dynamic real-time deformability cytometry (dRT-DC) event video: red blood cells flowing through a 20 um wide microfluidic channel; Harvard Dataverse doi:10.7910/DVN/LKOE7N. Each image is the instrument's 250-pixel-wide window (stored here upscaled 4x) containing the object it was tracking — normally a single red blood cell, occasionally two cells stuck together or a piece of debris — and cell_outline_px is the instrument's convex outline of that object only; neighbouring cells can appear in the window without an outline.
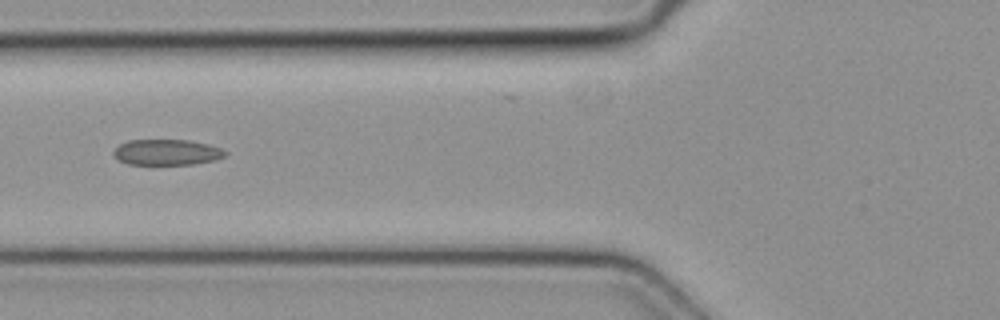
{"species": "common noctule bat (a hibernating species)", "species_latin": "Nyctalus noctula", "temperature_condition": "cold", "stored_images_in_passage": 5, "camera_frame_rate_fps": 3000, "um_per_image_px": 0.085, "animal": {"sex": "female", "body_mass_g": 19.3, "forearm_length_mm": 54.1}, "frame": {"image": 1, "passage_image": 5, "time_ms": 1.333, "image_size_px": [1000, 320], "cell_outline_px": [[228, 152], [224, 156], [216, 160], [192, 164], [128, 164], [112, 156], [112, 152], [120, 144], [128, 140], [188, 140], [208, 144], [220, 148]], "centroid_in_image_um": [14.17, 12.94], "position_along_channel_um": 111.6, "area_um2": 16.7}}